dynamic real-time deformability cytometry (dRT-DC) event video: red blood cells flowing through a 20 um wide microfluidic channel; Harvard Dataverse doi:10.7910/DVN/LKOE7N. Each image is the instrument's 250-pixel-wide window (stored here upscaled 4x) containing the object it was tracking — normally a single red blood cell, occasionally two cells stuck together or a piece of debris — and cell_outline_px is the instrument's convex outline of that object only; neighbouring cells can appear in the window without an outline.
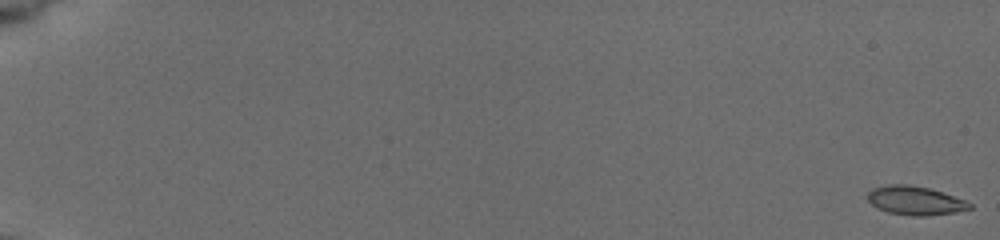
{"species": "common noctule bat (a hibernating species)", "species_latin": "Nyctalus noctula", "temperature_condition": "cold", "stored_images_in_passage": 33, "camera_frame_rate_fps": 3000, "um_per_image_px": 0.085, "animal": {"sex": "female", "body_mass_g": 19.5, "forearm_length_mm": 54.1}, "frame": {"image": 1, "passage_image": 1, "time_ms": 0.0, "image_size_px": [1000, 240], "cell_outline_px": [[972, 208], [956, 212], [928, 216], [912, 216], [888, 212], [876, 208], [868, 200], [868, 192], [872, 188], [888, 184], [908, 184], [928, 188], [964, 200], [972, 204]], "centroid_in_image_um": [77.76, 17.05], "position_along_channel_um": 7.2, "area_um2": 17.05}}
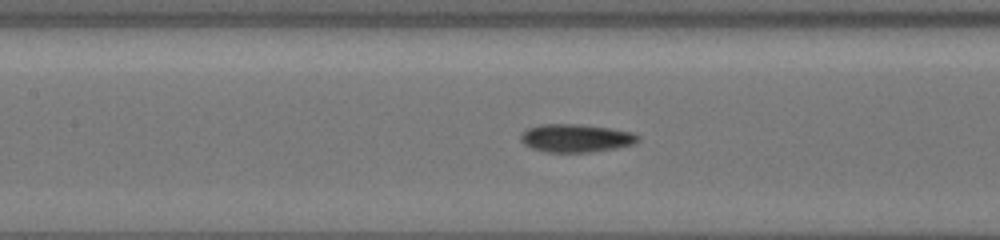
{"frame": {"image": 2, "passage_image": 19, "time_ms": 6.0, "image_size_px": [1000, 240], "cell_outline_px": [[640, 140], [636, 144], [616, 148], [592, 152], [544, 152], [532, 148], [524, 144], [520, 140], [520, 136], [528, 128], [544, 124], [576, 124], [608, 128], [632, 132], [640, 136]], "centroid_in_image_um": [48.98, 11.75], "position_along_channel_um": 158.4, "area_um2": 19.19}}
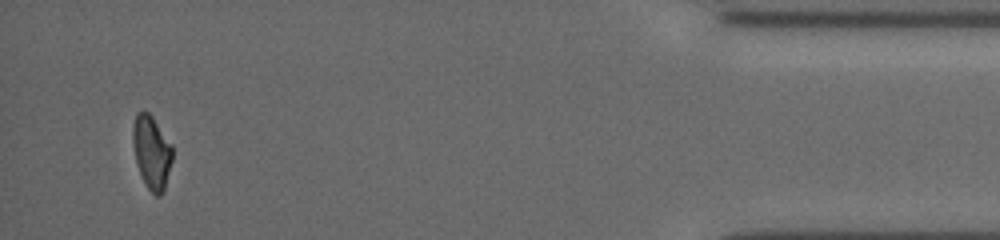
{"frame": {"image": 3, "passage_image": 33, "time_ms": 10.667, "image_size_px": [1000, 240], "cell_outline_px": [[172, 160], [164, 188], [160, 196], [156, 196], [144, 184], [136, 164], [132, 140], [132, 128], [136, 112], [148, 112], [152, 116], [172, 144]], "centroid_in_image_um": [12.87, 12.92], "position_along_channel_um": 422.3, "area_um2": 16.94}, "authors_computed_cell_mechanics": {"area_um2": 18.1492, "velocity_mm_per_s": 3.9029, "shape_relaxation_time_tau1_ms": null, "shape_relaxation_time_tau2_ms": 3.8835, "deformation_change_tau1": null, "deformation_change_tau2": 0.0708}}